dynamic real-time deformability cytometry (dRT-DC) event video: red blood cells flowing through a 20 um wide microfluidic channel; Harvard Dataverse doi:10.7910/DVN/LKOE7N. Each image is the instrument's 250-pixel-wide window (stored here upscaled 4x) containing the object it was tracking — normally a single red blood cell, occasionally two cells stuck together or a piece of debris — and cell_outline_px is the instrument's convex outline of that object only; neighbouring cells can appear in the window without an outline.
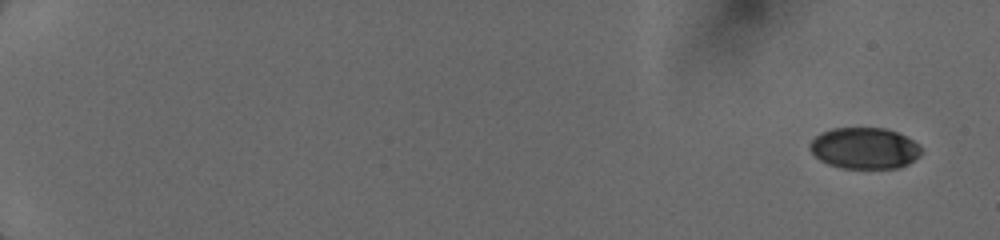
{"species": "human", "species_latin": "Homo sapiens", "temperature_condition": "cold", "stored_images_in_passage": 39, "camera_frame_rate_fps": 3000, "um_per_image_px": 0.085, "donor": {"sex": "female"}, "frame": {"image": 1, "passage_image": 1, "time_ms": 0.0, "image_size_px": [1000, 240], "cell_outline_px": [[920, 156], [908, 164], [900, 168], [840, 168], [828, 164], [820, 160], [808, 148], [808, 144], [820, 132], [832, 128], [884, 128], [896, 132], [920, 144]], "centroid_in_image_um": [73.46, 12.6], "position_along_channel_um": 11.5, "area_um2": 26.88}}
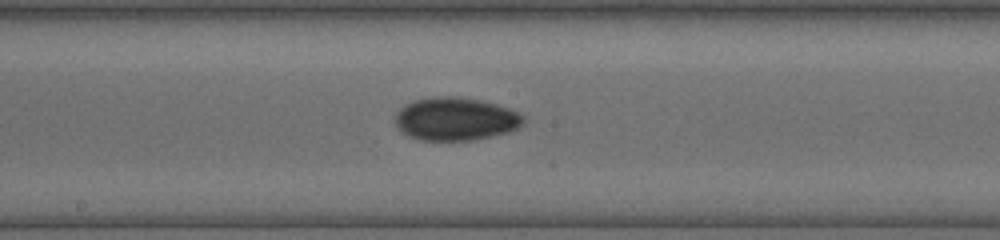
{"frame": {"image": 2, "passage_image": 19, "time_ms": 9.667, "image_size_px": [1000, 240], "cell_outline_px": [[524, 124], [508, 132], [492, 136], [472, 140], [420, 140], [408, 136], [400, 132], [396, 124], [396, 112], [400, 108], [416, 100], [440, 96], [452, 96], [480, 100], [496, 104], [520, 112], [524, 116]], "centroid_in_image_um": [38.74, 10.12], "position_along_channel_um": 209.5, "area_um2": 32.08}}
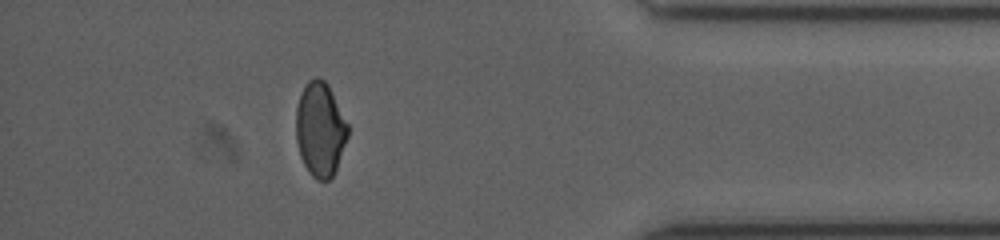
{"frame": {"image": 3, "passage_image": 34, "time_ms": 15.0, "image_size_px": [1000, 240], "cell_outline_px": [[348, 136], [336, 168], [332, 176], [328, 180], [316, 180], [312, 176], [304, 164], [300, 156], [296, 140], [296, 108], [300, 96], [308, 80], [316, 76], [324, 80], [328, 84], [348, 124]], "centroid_in_image_um": [27.21, 10.99], "position_along_channel_um": 408.0, "area_um2": 28.32}}